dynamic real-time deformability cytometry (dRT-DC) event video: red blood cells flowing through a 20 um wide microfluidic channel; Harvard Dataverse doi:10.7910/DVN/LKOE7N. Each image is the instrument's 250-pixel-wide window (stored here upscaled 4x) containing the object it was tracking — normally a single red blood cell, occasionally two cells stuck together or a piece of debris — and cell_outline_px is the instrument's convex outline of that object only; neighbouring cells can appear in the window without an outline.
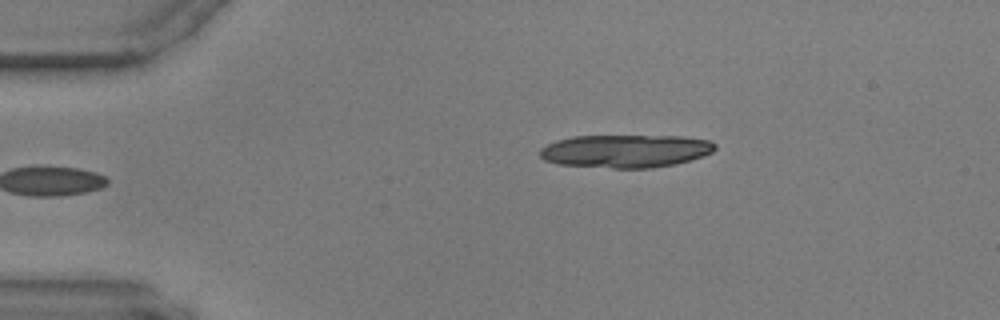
{"species": "common noctule bat (a hibernating species)", "species_latin": "Nyctalus noctula", "temperature_condition": "warm", "stored_images_in_passage": 10, "camera_frame_rate_fps": 3000, "um_per_image_px": 0.085, "animal": {"sex": "male", "body_mass_g": 17.9, "forearm_length_mm": 54.2}, "frame": {"image": 1, "passage_image": 1, "time_ms": 0.0, "image_size_px": [1000, 320], "cell_outline_px": [[716, 148], [712, 152], [704, 156], [676, 164], [652, 168], [612, 168], [556, 164], [544, 160], [540, 156], [540, 148], [556, 140], [572, 136], [684, 136], [708, 140], [716, 144]], "centroid_in_image_um": [53.17, 12.84], "position_along_channel_um": 31.8, "area_um2": 33.93}}